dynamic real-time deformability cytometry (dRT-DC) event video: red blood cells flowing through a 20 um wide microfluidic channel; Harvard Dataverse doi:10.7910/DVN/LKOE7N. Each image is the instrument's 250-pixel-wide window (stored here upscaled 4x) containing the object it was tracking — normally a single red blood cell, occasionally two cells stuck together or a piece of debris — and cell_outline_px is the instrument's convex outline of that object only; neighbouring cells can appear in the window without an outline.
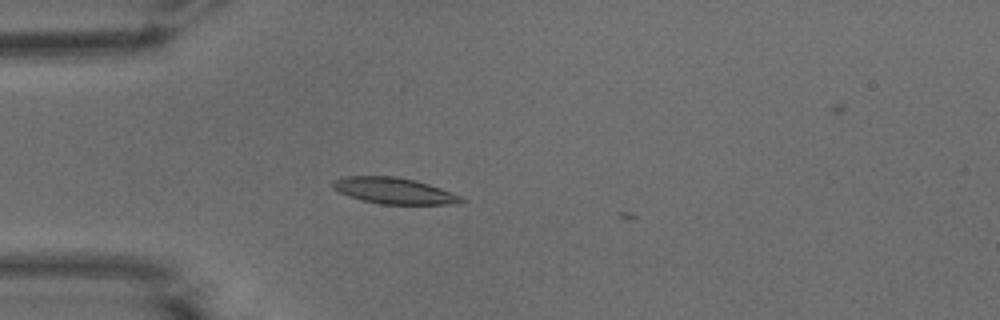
{"species": "common noctule bat (a hibernating species)", "species_latin": "Nyctalus noctula", "temperature_condition": "warm", "stored_images_in_passage": 8, "camera_frame_rate_fps": 3000, "um_per_image_px": 0.085, "animal": {"sex": "male", "body_mass_g": 15.6}, "frame": {"image": 1, "passage_image": 5, "time_ms": 1.333, "image_size_px": [1000, 320], "cell_outline_px": [[464, 200], [460, 204], [380, 204], [364, 200], [340, 192], [332, 188], [332, 180], [344, 176], [396, 176], [416, 180], [440, 188], [460, 196]], "centroid_in_image_um": [33.48, 16.2], "position_along_channel_um": 51.5, "area_um2": 19.42}}